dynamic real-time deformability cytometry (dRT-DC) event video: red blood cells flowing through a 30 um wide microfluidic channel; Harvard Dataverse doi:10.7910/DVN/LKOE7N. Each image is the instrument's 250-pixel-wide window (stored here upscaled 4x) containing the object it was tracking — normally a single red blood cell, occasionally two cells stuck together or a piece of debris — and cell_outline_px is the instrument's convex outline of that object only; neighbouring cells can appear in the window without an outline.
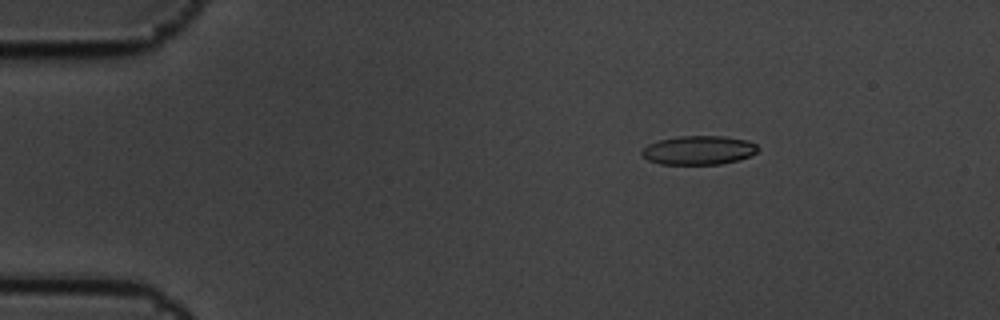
{"species": "common noctule bat (a hibernating species)", "species_latin": "Nyctalus noctula", "temperature_condition": "cold", "stored_images_in_passage": 5, "camera_frame_rate_fps": 3000, "um_per_image_px": 0.085, "animal": {"sex": "male", "body_mass_g": 19.5, "forearm_length_mm": 54.6}, "frame": {"image": 1, "passage_image": 3, "time_ms": 0.667, "image_size_px": [1000, 320], "cell_outline_px": [[760, 148], [756, 152], [748, 156], [736, 160], [720, 164], [660, 164], [648, 160], [640, 152], [648, 144], [660, 140], [680, 136], [724, 136], [748, 140], [756, 144]], "centroid_in_image_um": [59.39, 12.76], "position_along_channel_um": 25.6, "area_um2": 19.42}}